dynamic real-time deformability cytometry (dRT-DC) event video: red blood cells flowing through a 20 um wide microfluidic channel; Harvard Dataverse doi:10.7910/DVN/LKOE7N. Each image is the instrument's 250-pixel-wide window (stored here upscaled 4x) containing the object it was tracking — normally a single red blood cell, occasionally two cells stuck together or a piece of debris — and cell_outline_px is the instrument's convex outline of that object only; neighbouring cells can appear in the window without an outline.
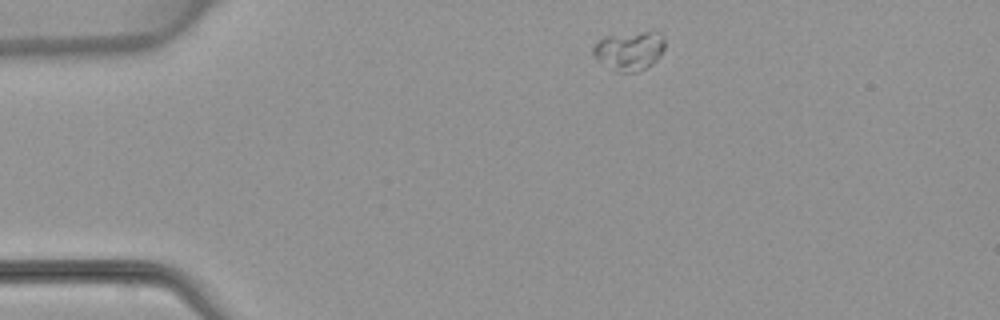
{"species": "common noctule bat (a hibernating species)", "species_latin": "Nyctalus noctula", "temperature_condition": "warm", "stored_images_in_passage": 5, "camera_frame_rate_fps": 3000, "um_per_image_px": 0.085, "animal": {"sex": "female", "body_mass_g": 22.7, "forearm_length_mm": 54.2}, "frame": {"image": 1, "passage_image": 5, "time_ms": 6.0, "image_size_px": [1000, 320], "cell_outline_px": [[664, 48], [660, 56], [652, 64], [640, 72], [624, 72], [596, 56], [592, 52], [592, 48], [604, 36], [640, 32], [660, 32], [664, 36]], "centroid_in_image_um": [53.59, 4.27], "position_along_channel_um": 31.4, "area_um2": 15.61}}